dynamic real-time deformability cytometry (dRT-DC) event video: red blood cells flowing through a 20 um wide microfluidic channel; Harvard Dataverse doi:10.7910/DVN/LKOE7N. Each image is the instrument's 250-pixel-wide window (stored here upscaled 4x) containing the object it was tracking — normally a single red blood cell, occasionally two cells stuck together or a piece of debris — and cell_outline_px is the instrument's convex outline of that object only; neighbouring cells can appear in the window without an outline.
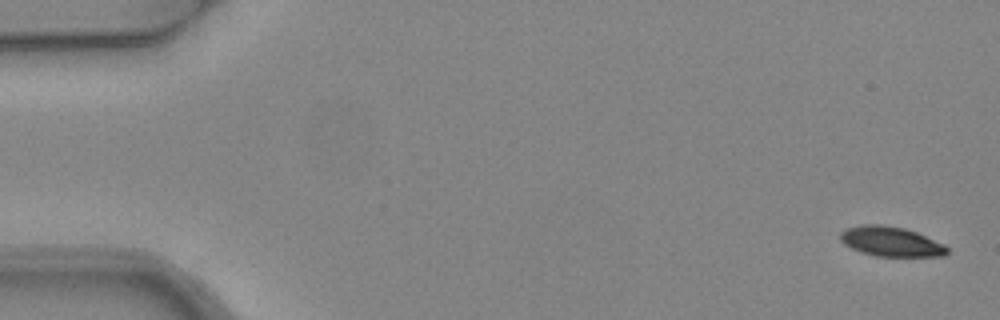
{"species": "common noctule bat (a hibernating species)", "species_latin": "Nyctalus noctula", "temperature_condition": "warm", "stored_images_in_passage": 5, "camera_frame_rate_fps": 3000, "um_per_image_px": 0.085, "animal": {"sex": "female", "body_mass_g": 24.6, "forearm_length_mm": 56.2}, "frame": {"image": 1, "passage_image": 1, "time_ms": 0.0, "image_size_px": [1000, 320], "cell_outline_px": [[948, 252], [944, 256], [876, 256], [860, 252], [844, 244], [840, 240], [840, 232], [844, 228], [864, 224], [880, 224], [904, 228], [916, 232], [944, 244], [948, 248]], "centroid_in_image_um": [75.7, 20.52], "position_along_channel_um": 9.3, "area_um2": 18.55}}
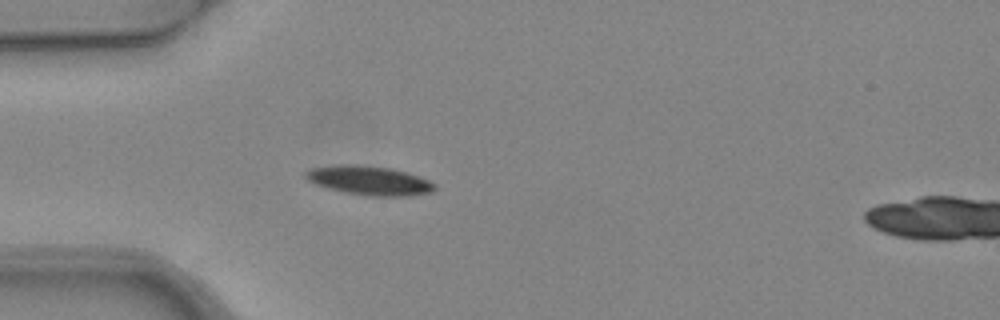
{"frame": {"image": 2, "passage_image": 5, "time_ms": 1.333, "image_size_px": [1000, 320], "cell_outline_px": [[436, 188], [432, 192], [408, 196], [368, 196], [344, 192], [328, 188], [316, 184], [308, 180], [304, 176], [304, 172], [312, 168], [336, 164], [356, 164], [392, 168], [428, 180], [436, 184]], "centroid_in_image_um": [31.37, 15.34], "position_along_channel_um": 53.6, "area_um2": 21.91}}